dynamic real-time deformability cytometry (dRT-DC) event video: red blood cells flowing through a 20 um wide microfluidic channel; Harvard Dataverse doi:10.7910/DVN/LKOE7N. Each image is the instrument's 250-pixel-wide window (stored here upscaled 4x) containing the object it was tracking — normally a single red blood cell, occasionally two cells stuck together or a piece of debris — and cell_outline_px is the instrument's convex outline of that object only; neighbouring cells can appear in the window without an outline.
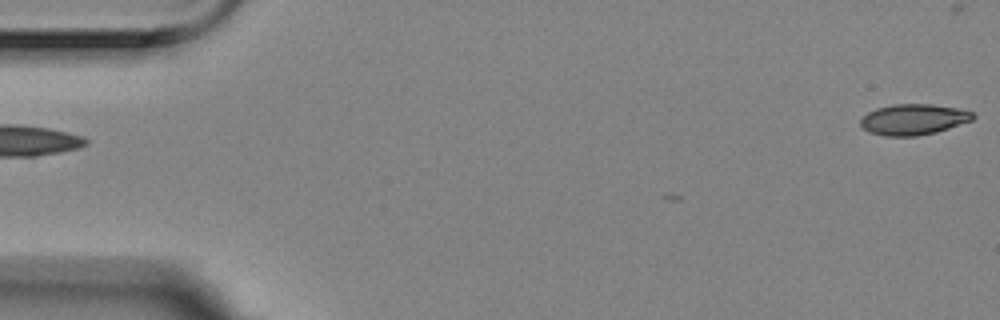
{"species": "Egyptian fruit bat (a non-hibernating species)", "species_latin": "Rousettus aegyptiacus", "temperature_condition": "room temperature", "stored_images_in_passage": 4, "segment_of_instrument_passage": [2, 2], "camera_frame_rate_fps": 3000, "um_per_image_px": 0.085, "animal": {"sex": "female"}, "frame": {"image": 1, "passage_image": 4, "time_ms": 1.0, "image_size_px": [1000, 320], "cell_outline_px": [[976, 116], [972, 120], [936, 132], [916, 136], [884, 136], [868, 132], [860, 124], [860, 120], [868, 112], [876, 108], [892, 104], [932, 104], [956, 108], [972, 112]], "centroid_in_image_um": [77.62, 10.15], "position_along_channel_um": 7.4, "area_um2": 20.11}}